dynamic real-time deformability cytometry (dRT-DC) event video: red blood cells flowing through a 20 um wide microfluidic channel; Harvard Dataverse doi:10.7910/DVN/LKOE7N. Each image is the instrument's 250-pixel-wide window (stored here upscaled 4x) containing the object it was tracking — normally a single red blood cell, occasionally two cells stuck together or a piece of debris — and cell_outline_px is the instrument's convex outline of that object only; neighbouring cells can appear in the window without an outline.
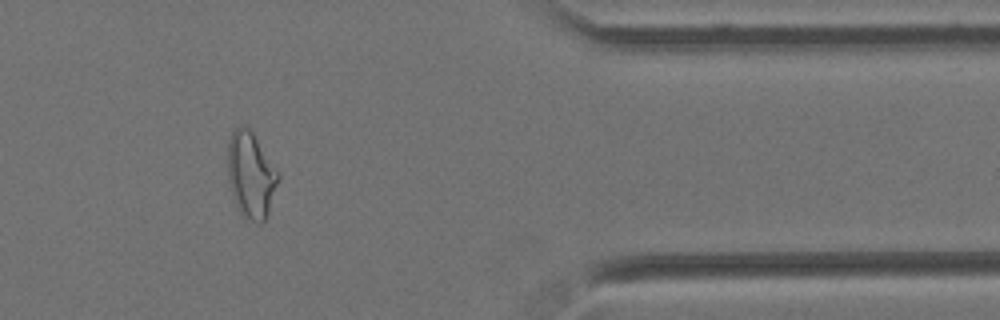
{"species": "Egyptian fruit bat (a non-hibernating species)", "species_latin": "Rousettus aegyptiacus", "temperature_condition": "cold", "stored_images_in_passage": 12, "camera_frame_rate_fps": 3000, "um_per_image_px": 0.085, "animal": {"sex": "female"}, "frame": {"image": 1, "passage_image": 10, "time_ms": 3.0, "image_size_px": [1000, 320], "cell_outline_px": [[280, 176], [268, 212], [264, 220], [260, 224], [256, 224], [240, 216], [228, 180], [228, 140], [232, 132], [236, 128], [244, 124], [248, 124], [276, 168]], "centroid_in_image_um": [21.32, 14.86], "position_along_channel_um": 390.1, "area_um2": 25.49}}